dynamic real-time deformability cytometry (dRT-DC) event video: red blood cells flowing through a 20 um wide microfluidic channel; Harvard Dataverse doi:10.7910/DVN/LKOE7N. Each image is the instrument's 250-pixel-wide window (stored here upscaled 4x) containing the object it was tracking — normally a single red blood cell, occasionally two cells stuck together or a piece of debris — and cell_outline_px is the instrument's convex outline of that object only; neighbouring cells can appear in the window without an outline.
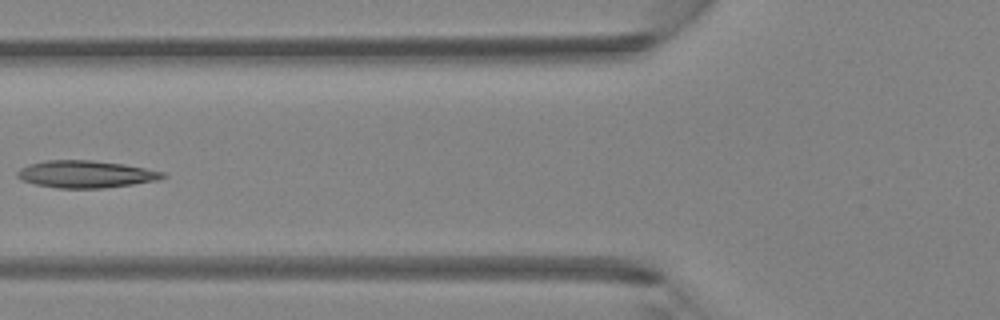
{"species": "Egyptian fruit bat (a non-hibernating species)", "species_latin": "Rousettus aegyptiacus", "temperature_condition": "room temperature", "stored_images_in_passage": 5, "camera_frame_rate_fps": 3000, "um_per_image_px": 0.085, "animal": {"sex": "female"}, "frame": {"image": 1, "passage_image": 5, "time_ms": 5.667, "image_size_px": [1000, 320], "cell_outline_px": [[168, 176], [160, 180], [104, 188], [56, 188], [36, 184], [20, 180], [16, 176], [16, 172], [20, 168], [28, 164], [48, 160], [92, 160], [124, 164], [164, 172]], "centroid_in_image_um": [7.28, 14.8], "position_along_channel_um": 118.5, "area_um2": 23.18}}